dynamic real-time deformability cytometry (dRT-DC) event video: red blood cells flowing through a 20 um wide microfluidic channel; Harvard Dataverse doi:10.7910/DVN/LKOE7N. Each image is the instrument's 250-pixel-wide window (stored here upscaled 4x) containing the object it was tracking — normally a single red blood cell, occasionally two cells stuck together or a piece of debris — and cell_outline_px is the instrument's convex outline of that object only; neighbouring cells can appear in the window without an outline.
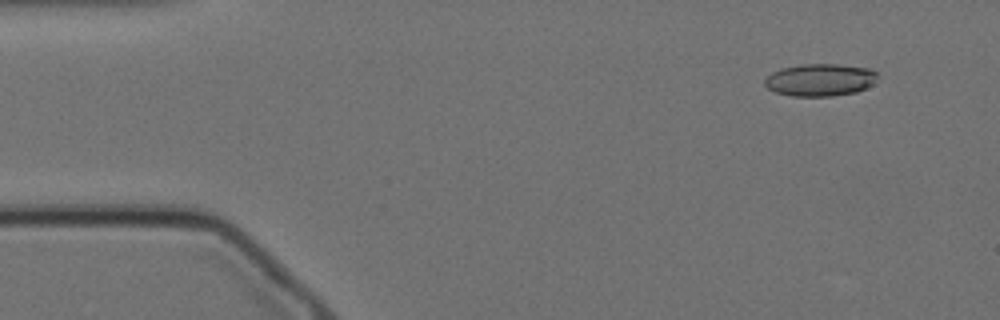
{"species": "Egyptian fruit bat (a non-hibernating species)", "species_latin": "Rousettus aegyptiacus", "temperature_condition": "cold", "stored_images_in_passage": 16, "camera_frame_rate_fps": 3000, "um_per_image_px": 0.085, "animal": {"sex": "female"}, "frame": {"image": 1, "passage_image": 5, "time_ms": 1.333, "image_size_px": [1000, 320], "cell_outline_px": [[876, 80], [872, 84], [856, 92], [832, 96], [792, 96], [776, 92], [768, 88], [764, 84], [764, 80], [772, 72], [780, 68], [800, 64], [840, 64], [872, 68], [876, 72]], "centroid_in_image_um": [69.7, 6.78], "position_along_channel_um": 15.3, "area_um2": 21.39}}
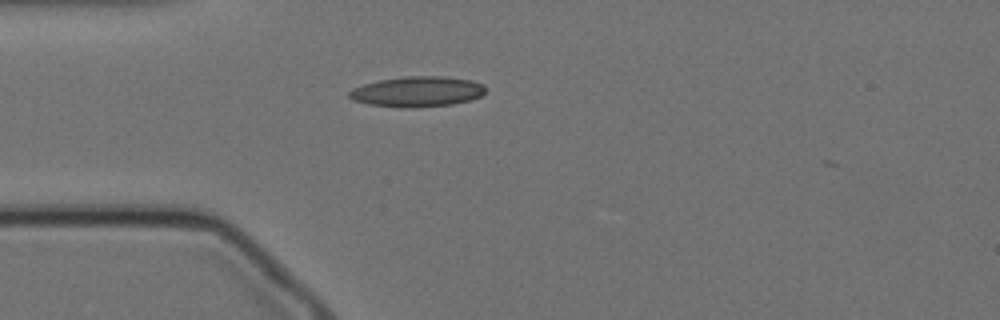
{"frame": {"image": 2, "passage_image": 15, "time_ms": 4.667, "image_size_px": [1000, 320], "cell_outline_px": [[484, 92], [480, 96], [472, 100], [452, 104], [412, 108], [400, 108], [368, 104], [352, 100], [348, 96], [348, 92], [352, 88], [364, 84], [380, 80], [408, 76], [444, 76], [472, 80], [484, 84]], "centroid_in_image_um": [35.46, 7.79], "position_along_channel_um": 49.5, "area_um2": 24.28}}